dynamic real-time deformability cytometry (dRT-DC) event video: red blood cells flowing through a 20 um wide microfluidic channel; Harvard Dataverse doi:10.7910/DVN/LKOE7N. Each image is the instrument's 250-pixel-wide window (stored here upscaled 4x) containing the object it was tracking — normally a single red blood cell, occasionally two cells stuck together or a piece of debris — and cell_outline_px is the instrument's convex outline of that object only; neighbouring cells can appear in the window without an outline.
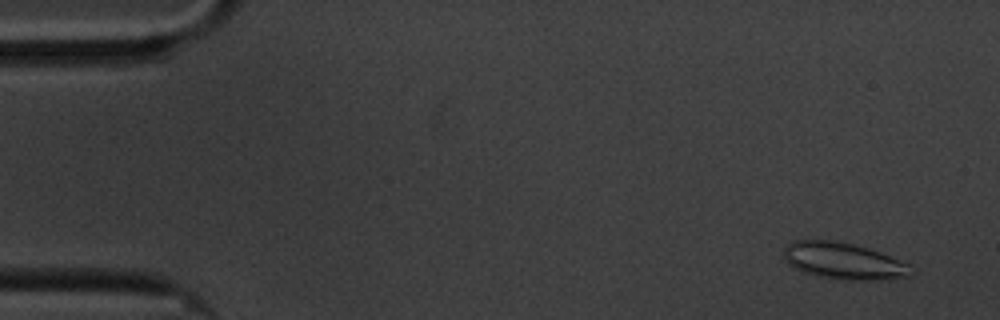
{"species": "common noctule bat (a hibernating species)", "species_latin": "Nyctalus noctula", "temperature_condition": "cold", "stored_images_in_passage": 56, "segment_of_instrument_passage": [1, 2], "camera_frame_rate_fps": 3000, "um_per_image_px": 0.085, "animal": {"sex": "male", "body_mass_g": 20.1, "forearm_length_mm": 53.5}, "frame": {"image": 1, "passage_image": 4, "time_ms": 1.0, "image_size_px": [1000, 320], "cell_outline_px": [[916, 268], [912, 276], [888, 280], [840, 280], [820, 276], [804, 272], [788, 264], [784, 260], [784, 248], [792, 240], [836, 240], [856, 244], [880, 252], [912, 264]], "centroid_in_image_um": [71.79, 22.19], "position_along_channel_um": 13.2, "area_um2": 27.86}}
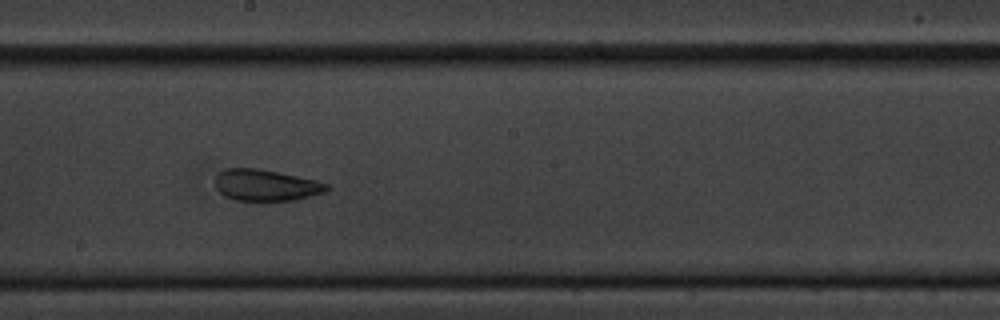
{"frame": {"image": 2, "passage_image": 33, "time_ms": 10.667, "image_size_px": [1000, 320], "cell_outline_px": [[332, 188], [324, 192], [296, 200], [236, 200], [224, 196], [216, 188], [216, 176], [224, 168], [256, 168], [316, 180], [328, 184]], "centroid_in_image_um": [22.6, 15.74], "position_along_channel_um": 225.6, "area_um2": 20.23}}
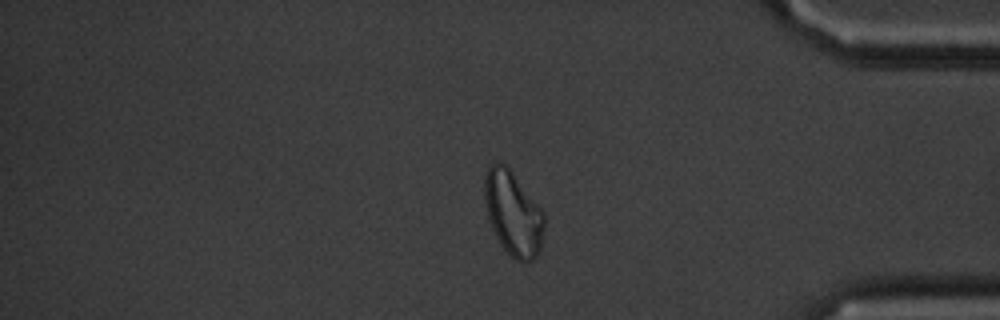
{"frame": {"image": 3, "passage_image": 50, "time_ms": 16.333, "image_size_px": [1000, 320], "cell_outline_px": [[544, 228], [540, 248], [536, 256], [532, 260], [524, 264], [516, 260], [500, 244], [492, 228], [488, 216], [484, 200], [484, 176], [488, 168], [496, 160], [508, 164], [544, 212]], "centroid_in_image_um": [43.61, 18.09], "position_along_channel_um": 391.6, "area_um2": 29.71}}